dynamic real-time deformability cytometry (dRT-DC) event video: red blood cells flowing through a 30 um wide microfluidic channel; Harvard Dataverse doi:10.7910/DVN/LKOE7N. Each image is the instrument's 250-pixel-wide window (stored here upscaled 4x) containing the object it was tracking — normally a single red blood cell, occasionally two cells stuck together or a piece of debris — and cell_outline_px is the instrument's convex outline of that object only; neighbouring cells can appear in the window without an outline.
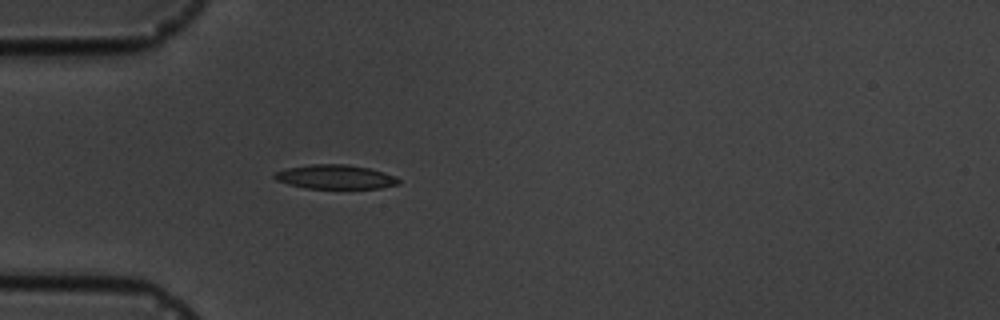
{"species": "common noctule bat (a hibernating species)", "species_latin": "Nyctalus noctula", "temperature_condition": "cold", "stored_images_in_passage": 1, "camera_frame_rate_fps": 3000, "um_per_image_px": 0.085, "animal": {"sex": "male", "body_mass_g": 19.5, "forearm_length_mm": 54.6}, "frame": {"image": 1, "passage_image": 1, "time_ms": 0.0, "image_size_px": [1000, 320], "cell_outline_px": [[400, 184], [380, 188], [304, 188], [288, 184], [276, 180], [272, 176], [276, 172], [284, 168], [312, 164], [348, 164], [368, 168], [396, 176], [400, 180]], "centroid_in_image_um": [28.48, 15.03], "position_along_channel_um": 56.5, "area_um2": 17.51}}